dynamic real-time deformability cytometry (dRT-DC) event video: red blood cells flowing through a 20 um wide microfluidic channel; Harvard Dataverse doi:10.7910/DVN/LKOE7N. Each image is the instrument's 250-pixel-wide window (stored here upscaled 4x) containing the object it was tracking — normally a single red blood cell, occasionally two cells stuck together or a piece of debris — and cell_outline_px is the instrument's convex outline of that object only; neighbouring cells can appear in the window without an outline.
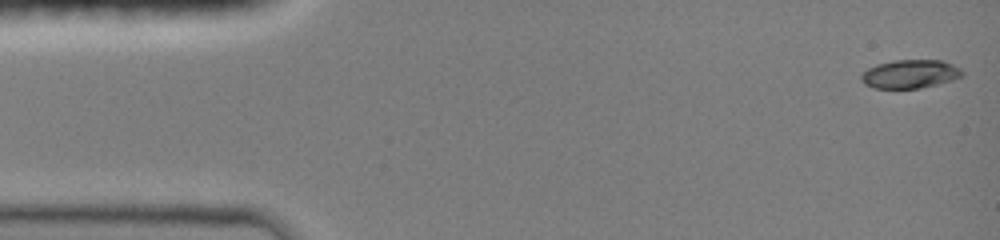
{"species": "common noctule bat (a hibernating species)", "species_latin": "Nyctalus noctula", "temperature_condition": "room temperature", "stored_images_in_passage": 47, "camera_frame_rate_fps": 3000, "um_per_image_px": 0.085, "animal": {"sex": "female", "body_mass_g": 19.0, "forearm_length_mm": 51.5}, "frame": {"image": 1, "passage_image": 1, "time_ms": 0.0, "image_size_px": [1000, 240], "cell_outline_px": [[964, 72], [960, 76], [952, 80], [920, 88], [872, 88], [864, 84], [860, 80], [860, 76], [868, 68], [876, 64], [896, 60], [940, 60], [952, 64], [960, 68]], "centroid_in_image_um": [77.32, 6.29], "position_along_channel_um": 7.7, "area_um2": 16.7}}
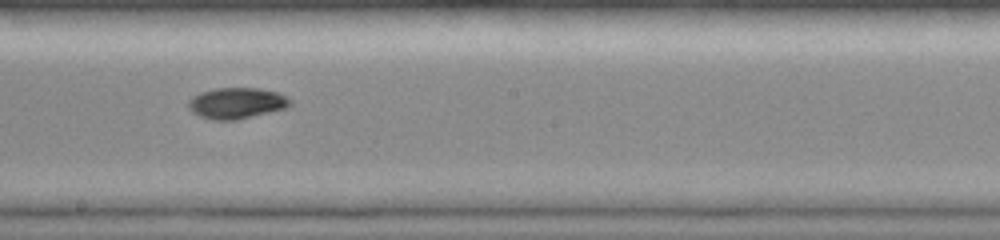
{"frame": {"image": 2, "passage_image": 26, "time_ms": 8.333, "image_size_px": [1000, 240], "cell_outline_px": [[292, 104], [288, 108], [236, 120], [212, 120], [200, 116], [192, 112], [188, 108], [188, 100], [192, 96], [200, 92], [216, 88], [260, 88], [280, 92], [292, 100]], "centroid_in_image_um": [20.14, 8.76], "position_along_channel_um": 228.1, "area_um2": 18.73}}
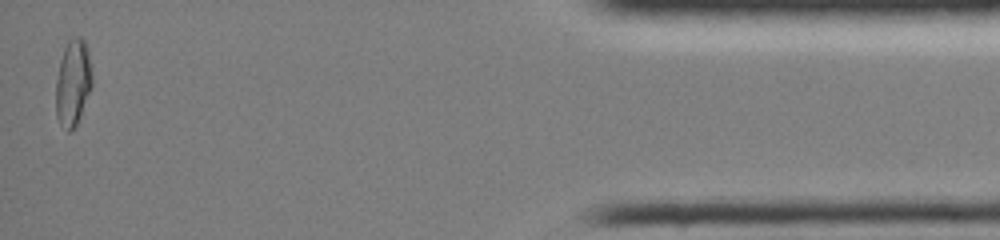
{"frame": {"image": 3, "passage_image": 46, "time_ms": 15.0, "image_size_px": [1000, 240], "cell_outline_px": [[92, 88], [80, 116], [76, 124], [68, 132], [60, 124], [56, 116], [56, 80], [60, 60], [64, 48], [68, 40], [72, 36], [80, 36], [84, 40], [88, 52], [92, 76]], "centroid_in_image_um": [6.2, 7.01], "position_along_channel_um": 429.0, "area_um2": 18.26}, "authors_computed_cell_mechanics": {"area_um2": 17.4556, "velocity_mm_per_s": 4.0743, "shape_relaxation_time_tau1_ms": 6.8436, "shape_relaxation_time_tau2_ms": 6.3621, "deformation_change_tau1": 0.1939, "deformation_change_tau2": 0.0601}}